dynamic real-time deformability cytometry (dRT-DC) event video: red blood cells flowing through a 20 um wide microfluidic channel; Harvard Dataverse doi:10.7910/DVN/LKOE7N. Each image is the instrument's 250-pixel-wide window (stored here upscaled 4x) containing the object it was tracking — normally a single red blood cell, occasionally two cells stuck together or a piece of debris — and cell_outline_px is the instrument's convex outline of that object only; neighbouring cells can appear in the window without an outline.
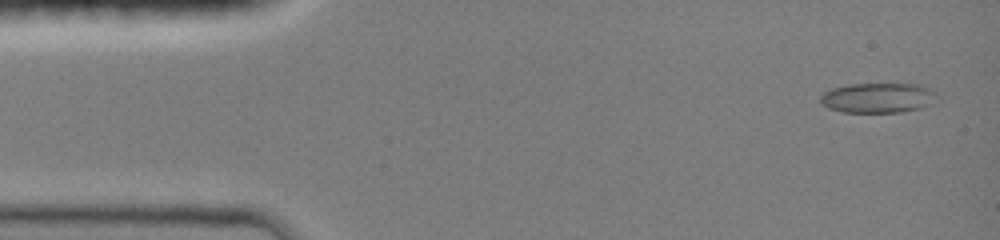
{"species": "common noctule bat (a hibernating species)", "species_latin": "Nyctalus noctula", "temperature_condition": "room temperature", "stored_images_in_passage": 54, "camera_frame_rate_fps": 3000, "um_per_image_px": 0.085, "animal": {"sex": "female", "body_mass_g": 19.0, "forearm_length_mm": 51.5}, "frame": {"image": 1, "passage_image": 2, "time_ms": 0.333, "image_size_px": [1000, 240], "cell_outline_px": [[940, 100], [932, 104], [920, 108], [900, 112], [840, 112], [828, 108], [820, 104], [820, 96], [824, 92], [832, 88], [848, 84], [920, 84], [936, 92]], "centroid_in_image_um": [74.65, 8.32], "position_along_channel_um": 10.4, "area_um2": 20.69}}
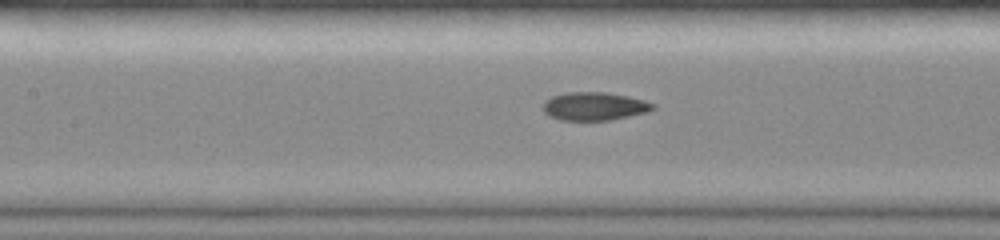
{"frame": {"image": 2, "passage_image": 27, "time_ms": 6.333, "image_size_px": [1000, 240], "cell_outline_px": [[656, 108], [644, 112], [628, 116], [608, 120], [560, 120], [548, 116], [544, 112], [544, 104], [552, 96], [564, 92], [608, 92], [628, 96], [644, 100], [656, 104]], "centroid_in_image_um": [50.52, 9.02], "position_along_channel_um": 156.9, "area_um2": 17.98}}
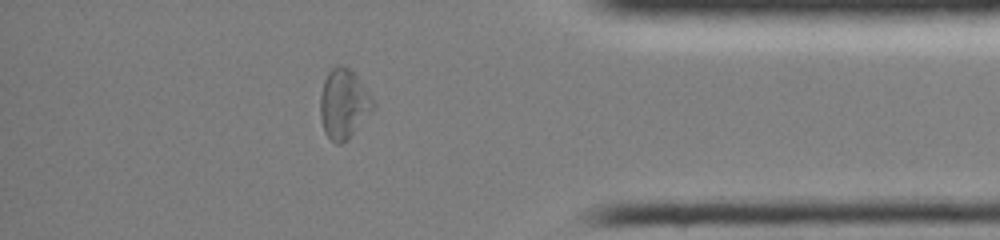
{"frame": {"image": 3, "passage_image": 47, "time_ms": 12.667, "image_size_px": [1000, 240], "cell_outline_px": [[376, 108], [340, 144], [336, 144], [324, 132], [320, 116], [320, 96], [324, 80], [328, 72], [332, 68], [348, 68], [356, 76], [372, 96], [376, 104]], "centroid_in_image_um": [29.21, 8.84], "position_along_channel_um": 406.0, "area_um2": 20.87}, "authors_computed_cell_mechanics": {"area_um2": 18.8428, "velocity_mm_per_s": 4.1644, "shape_relaxation_time_tau1_ms": null, "shape_relaxation_time_tau2_ms": 1.7901, "deformation_change_tau1": null, "deformation_change_tau2": 0.0638}}